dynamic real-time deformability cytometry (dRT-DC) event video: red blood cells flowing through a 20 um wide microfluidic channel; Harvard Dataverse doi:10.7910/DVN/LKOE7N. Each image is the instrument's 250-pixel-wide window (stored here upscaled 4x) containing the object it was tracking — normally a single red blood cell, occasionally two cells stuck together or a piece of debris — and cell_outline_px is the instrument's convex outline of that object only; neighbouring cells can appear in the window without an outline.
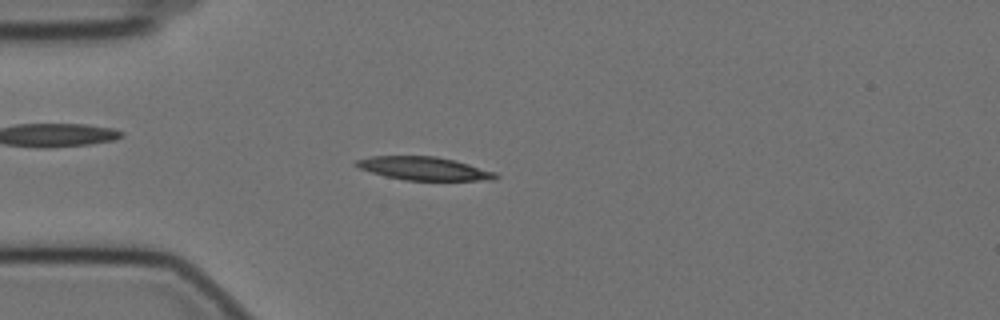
{"species": "Egyptian fruit bat (a non-hibernating species)", "species_latin": "Rousettus aegyptiacus", "temperature_condition": "cold", "stored_images_in_passage": 53, "camera_frame_rate_fps": 3000, "um_per_image_px": 0.085, "animal": {"sex": "female"}, "frame": {"image": 1, "passage_image": 11, "time_ms": 3.333, "image_size_px": [1000, 320], "cell_outline_px": [[500, 176], [492, 180], [404, 180], [384, 176], [360, 168], [352, 164], [356, 160], [368, 156], [436, 156], [456, 160], [496, 172]], "centroid_in_image_um": [36.03, 14.31], "position_along_channel_um": 49.0, "area_um2": 19.02}}
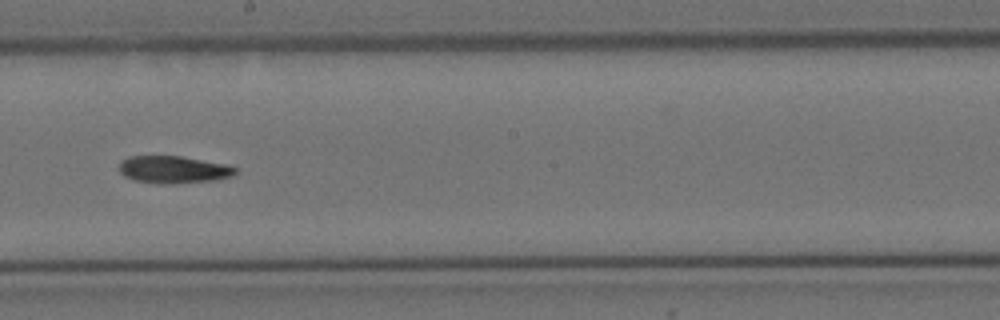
{"frame": {"image": 2, "passage_image": 28, "time_ms": 9.0, "image_size_px": [1000, 320], "cell_outline_px": [[236, 172], [232, 176], [216, 180], [156, 184], [132, 180], [124, 176], [120, 172], [120, 160], [128, 156], [180, 156], [228, 164], [236, 168]], "centroid_in_image_um": [14.72, 14.41], "position_along_channel_um": 233.5, "area_um2": 18.55}}
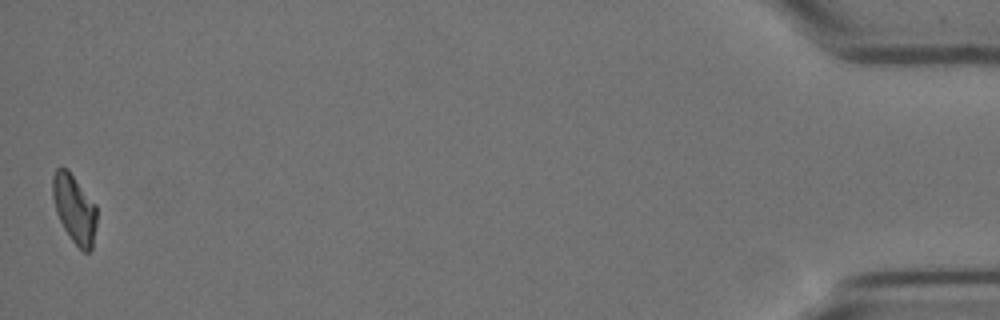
{"frame": {"image": 3, "passage_image": 53, "time_ms": 17.333, "image_size_px": [1000, 320], "cell_outline_px": [[96, 228], [92, 248], [88, 252], [84, 252], [72, 240], [64, 228], [56, 212], [52, 196], [52, 176], [56, 168], [68, 168], [96, 204]], "centroid_in_image_um": [6.32, 17.71], "position_along_channel_um": 428.9, "area_um2": 17.69}, "authors_computed_cell_mechanics": {"area_um2": 18.5538, "velocity_mm_per_s": 3.4763, "shape_relaxation_time_tau1_ms": 7.6196, "shape_relaxation_time_tau2_ms": null, "deformation_change_tau1": 0.1968, "deformation_change_tau2": null}}